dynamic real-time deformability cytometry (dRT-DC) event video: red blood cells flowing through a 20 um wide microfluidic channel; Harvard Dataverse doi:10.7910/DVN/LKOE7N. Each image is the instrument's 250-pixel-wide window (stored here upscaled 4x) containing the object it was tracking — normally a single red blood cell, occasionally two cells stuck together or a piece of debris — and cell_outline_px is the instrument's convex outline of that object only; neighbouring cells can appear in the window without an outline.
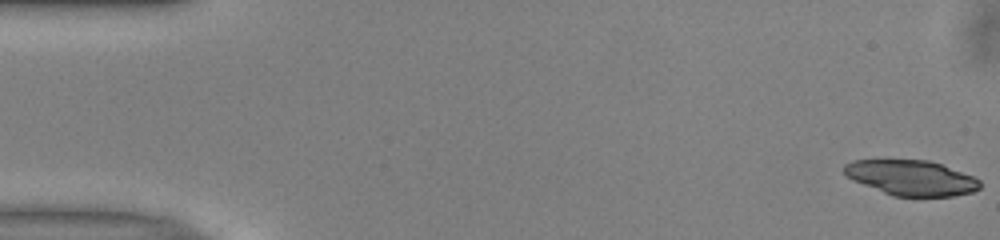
{"species": "common noctule bat (a hibernating species)", "species_latin": "Nyctalus noctula", "temperature_condition": "warm", "stored_images_in_passage": 51, "camera_frame_rate_fps": 3000, "um_per_image_px": 0.085, "animal": {"sex": "male", "body_mass_g": 13.0, "forearm_length_mm": 53.1}, "frame": {"image": 1, "passage_image": 1, "time_ms": 0.0, "image_size_px": [1000, 240], "cell_outline_px": [[980, 188], [972, 192], [952, 196], [892, 196], [852, 180], [844, 176], [844, 164], [852, 160], [928, 160], [940, 164], [972, 176], [980, 180]], "centroid_in_image_um": [77.41, 15.11], "position_along_channel_um": 7.6, "area_um2": 27.74}}